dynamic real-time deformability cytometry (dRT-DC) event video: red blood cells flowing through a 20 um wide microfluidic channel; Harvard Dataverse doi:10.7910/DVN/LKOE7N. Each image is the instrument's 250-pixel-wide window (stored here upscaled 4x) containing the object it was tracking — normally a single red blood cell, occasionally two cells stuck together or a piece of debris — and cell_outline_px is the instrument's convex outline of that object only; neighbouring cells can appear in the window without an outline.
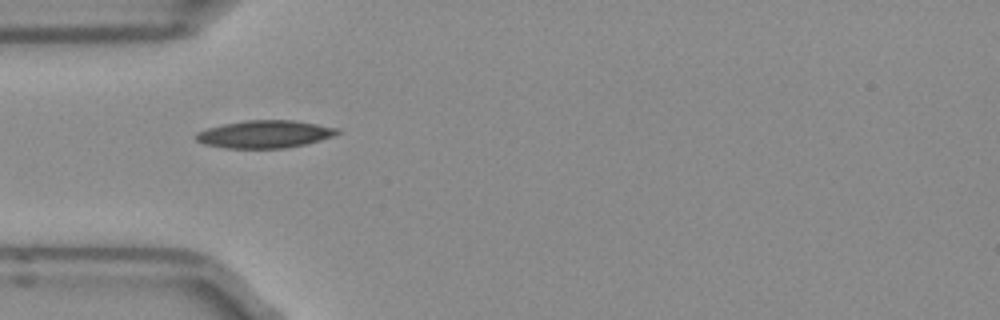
{"species": "Egyptian fruit bat (a non-hibernating species)", "species_latin": "Rousettus aegyptiacus", "temperature_condition": "room temperature", "stored_images_in_passage": 6, "camera_frame_rate_fps": 3000, "um_per_image_px": 0.085, "frame": {"image": 1, "passage_image": 4, "time_ms": 1.0, "image_size_px": [1000, 320], "cell_outline_px": [[340, 132], [332, 136], [320, 140], [304, 144], [284, 148], [224, 148], [204, 144], [196, 140], [196, 132], [208, 128], [224, 124], [244, 120], [296, 120], [336, 128]], "centroid_in_image_um": [22.46, 11.4], "position_along_channel_um": 62.5, "area_um2": 22.54}}
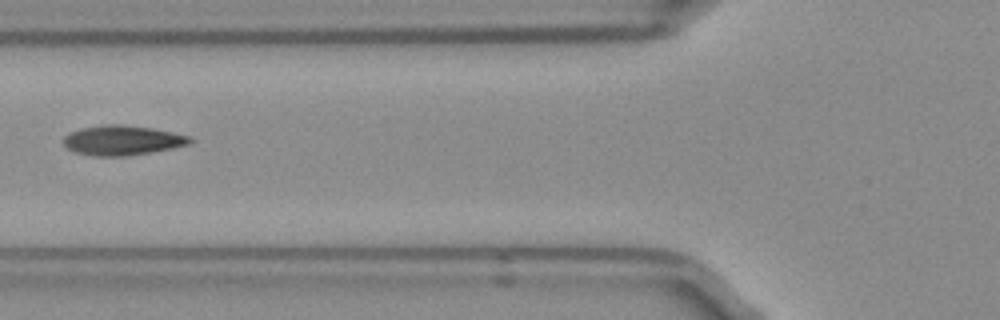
{"frame": {"image": 2, "passage_image": 5, "time_ms": 1.333, "image_size_px": [1000, 320], "cell_outline_px": [[192, 140], [188, 144], [172, 148], [152, 152], [124, 156], [96, 156], [76, 152], [68, 148], [64, 144], [64, 136], [68, 132], [80, 128], [104, 124], [124, 124], [152, 128], [172, 132], [188, 136]], "centroid_in_image_um": [10.36, 11.91], "position_along_channel_um": 115.4, "area_um2": 21.85}}